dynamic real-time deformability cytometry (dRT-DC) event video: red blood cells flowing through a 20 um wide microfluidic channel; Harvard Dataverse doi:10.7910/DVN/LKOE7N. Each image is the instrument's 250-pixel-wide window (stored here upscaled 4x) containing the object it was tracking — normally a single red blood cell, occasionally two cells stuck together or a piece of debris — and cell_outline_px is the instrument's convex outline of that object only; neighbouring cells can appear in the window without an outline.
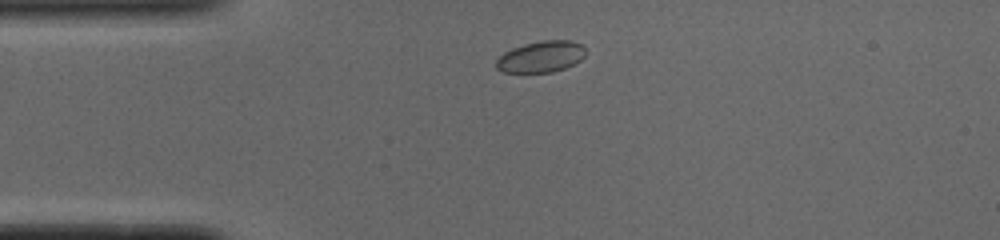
{"species": "common noctule bat (a hibernating species)", "species_latin": "Nyctalus noctula", "temperature_condition": "cold", "stored_images_in_passage": 41, "camera_frame_rate_fps": 3000, "um_per_image_px": 0.085, "animal": {"sex": "male", "body_mass_g": 19.0, "forearm_length_mm": 50.8}, "frame": {"image": 1, "passage_image": 1, "time_ms": 0.0, "image_size_px": [1000, 240], "cell_outline_px": [[584, 56], [580, 60], [564, 68], [552, 72], [504, 72], [496, 68], [496, 60], [504, 52], [512, 48], [524, 44], [544, 40], [572, 40], [580, 44], [584, 48]], "centroid_in_image_um": [45.96, 4.81], "position_along_channel_um": 39.0, "area_um2": 16.13}}
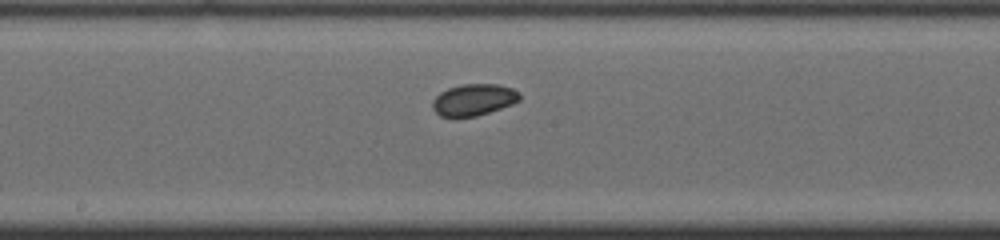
{"frame": {"image": 2, "passage_image": 16, "time_ms": 5.0, "image_size_px": [1000, 240], "cell_outline_px": [[520, 100], [512, 104], [476, 116], [440, 116], [432, 108], [432, 100], [440, 92], [448, 88], [460, 84], [496, 84], [512, 88], [520, 92]], "centroid_in_image_um": [40.26, 8.46], "position_along_channel_um": 207.9, "area_um2": 15.95}}
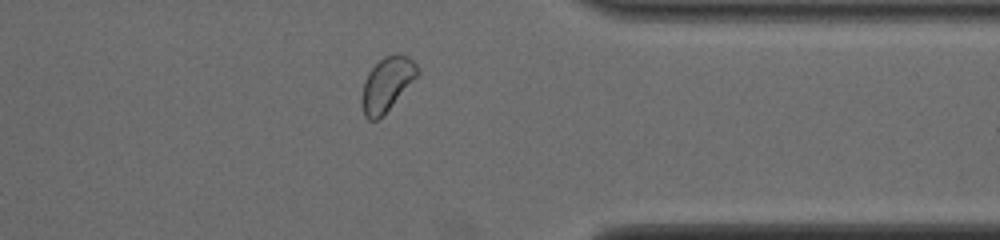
{"frame": {"image": 3, "passage_image": 30, "time_ms": 9.667, "image_size_px": [1000, 240], "cell_outline_px": [[420, 72], [388, 108], [376, 120], [368, 120], [364, 116], [360, 104], [360, 100], [364, 84], [368, 72], [384, 56], [396, 52], [400, 52], [408, 56], [416, 64]], "centroid_in_image_um": [32.86, 7.11], "position_along_channel_um": 378.5, "area_um2": 17.17}, "authors_computed_cell_mechanics": {"area_um2": 16.3574, "velocity_mm_per_s": 3.8509, "shape_relaxation_time_tau1_ms": 2.2502, "shape_relaxation_time_tau2_ms": null, "deformation_change_tau1": 0.0375, "deformation_change_tau2": null}}